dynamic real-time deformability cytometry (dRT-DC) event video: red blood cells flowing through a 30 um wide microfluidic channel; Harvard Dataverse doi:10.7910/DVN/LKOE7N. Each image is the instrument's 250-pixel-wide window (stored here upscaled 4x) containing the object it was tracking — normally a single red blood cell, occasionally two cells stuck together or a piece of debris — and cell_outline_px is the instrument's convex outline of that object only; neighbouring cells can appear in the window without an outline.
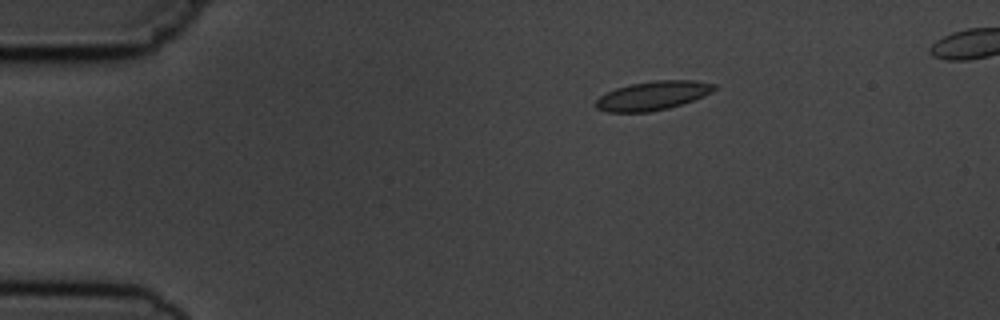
{"species": "common noctule bat (a hibernating species)", "species_latin": "Nyctalus noctula", "temperature_condition": "cold", "stored_images_in_passage": 5, "camera_frame_rate_fps": 3000, "um_per_image_px": 0.085, "animal": {"sex": "male", "body_mass_g": 19.5, "forearm_length_mm": 54.6}, "frame": {"image": 1, "passage_image": 2, "time_ms": 1.333, "image_size_px": [1000, 320], "cell_outline_px": [[716, 88], [712, 92], [704, 96], [668, 108], [648, 112], [608, 112], [596, 108], [592, 104], [600, 96], [616, 88], [632, 84], [656, 80], [696, 80], [716, 84]], "centroid_in_image_um": [55.48, 8.13], "position_along_channel_um": 29.5, "area_um2": 19.88}}
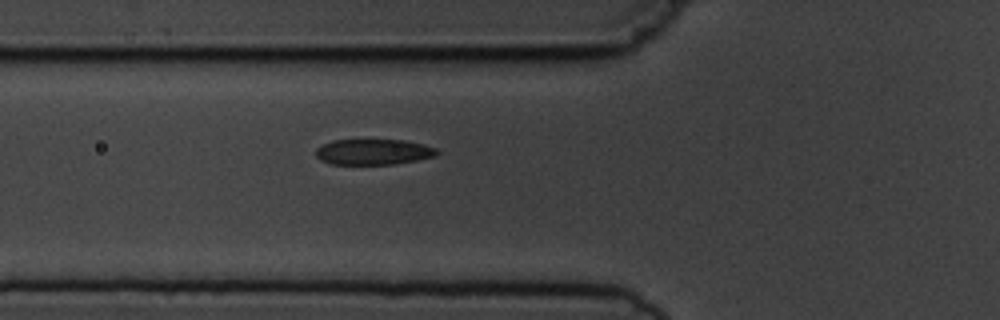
{"frame": {"image": 2, "passage_image": 5, "time_ms": 4.667, "image_size_px": [1000, 320], "cell_outline_px": [[440, 152], [436, 156], [416, 160], [392, 164], [328, 164], [320, 160], [316, 156], [316, 148], [332, 140], [404, 140], [424, 144], [436, 148]], "centroid_in_image_um": [31.74, 12.91], "position_along_channel_um": 94.1, "area_um2": 18.15}}